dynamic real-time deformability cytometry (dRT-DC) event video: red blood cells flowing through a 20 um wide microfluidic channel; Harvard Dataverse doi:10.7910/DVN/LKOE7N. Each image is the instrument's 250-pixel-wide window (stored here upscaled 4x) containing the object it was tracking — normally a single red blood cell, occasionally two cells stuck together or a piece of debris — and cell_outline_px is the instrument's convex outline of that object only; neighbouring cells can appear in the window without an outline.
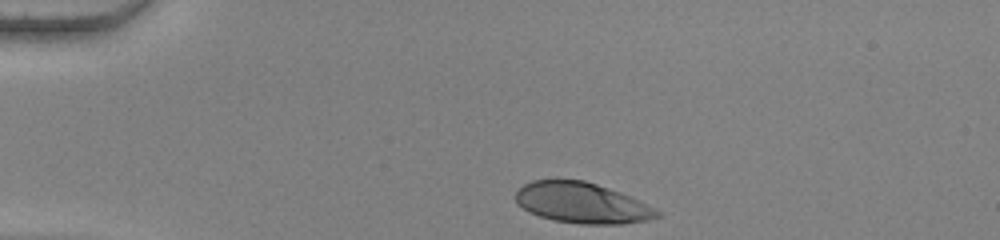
{"species": "human", "species_latin": "Homo sapiens", "temperature_condition": "warm", "stored_images_in_passage": 34, "camera_frame_rate_fps": 3000, "um_per_image_px": 0.085, "donor": {"sex": "female"}, "frame": {"image": 1, "passage_image": 1, "time_ms": 0.0, "image_size_px": [1000, 240], "cell_outline_px": [[660, 216], [648, 220], [620, 224], [580, 224], [552, 220], [528, 212], [516, 204], [516, 192], [524, 184], [532, 180], [584, 180], [620, 192], [660, 212]], "centroid_in_image_um": [49.4, 17.26], "position_along_channel_um": 35.6, "area_um2": 33.18}}
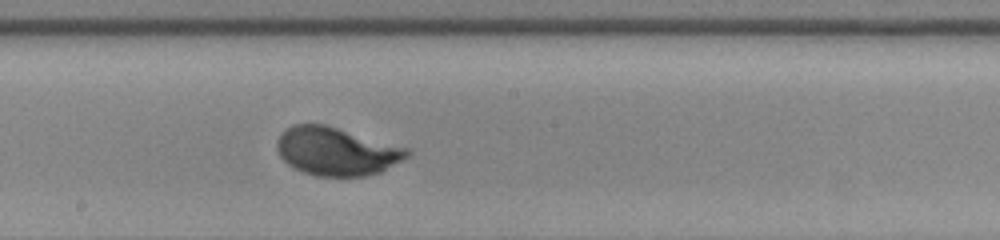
{"frame": {"image": 2, "passage_image": 20, "time_ms": 6.333, "image_size_px": [1000, 240], "cell_outline_px": [[412, 152], [408, 156], [380, 172], [368, 176], [316, 176], [292, 168], [280, 156], [276, 148], [276, 140], [280, 132], [292, 124], [324, 124], [412, 148]], "centroid_in_image_um": [28.6, 12.85], "position_along_channel_um": 219.6, "area_um2": 36.93}}
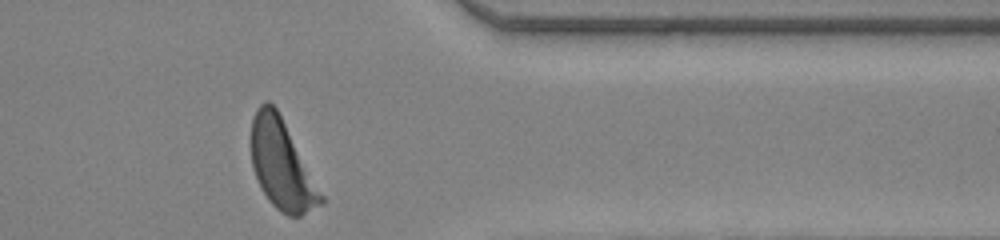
{"frame": {"image": 3, "passage_image": 34, "time_ms": 11.0, "image_size_px": [1000, 240], "cell_outline_px": [[324, 204], [300, 216], [288, 216], [280, 212], [268, 200], [260, 188], [252, 168], [252, 116], [256, 108], [264, 100], [268, 100], [276, 108], [324, 196]], "centroid_in_image_um": [23.94, 14.04], "position_along_channel_um": 387.5, "area_um2": 36.01}, "authors_computed_cell_mechanics": {"area_um2": 35.2002, "velocity_mm_per_s": 3.805, "shape_relaxation_time_tau1_ms": 2.7262, "shape_relaxation_time_tau2_ms": null, "deformation_change_tau1": 0.1913, "deformation_change_tau2": null}}